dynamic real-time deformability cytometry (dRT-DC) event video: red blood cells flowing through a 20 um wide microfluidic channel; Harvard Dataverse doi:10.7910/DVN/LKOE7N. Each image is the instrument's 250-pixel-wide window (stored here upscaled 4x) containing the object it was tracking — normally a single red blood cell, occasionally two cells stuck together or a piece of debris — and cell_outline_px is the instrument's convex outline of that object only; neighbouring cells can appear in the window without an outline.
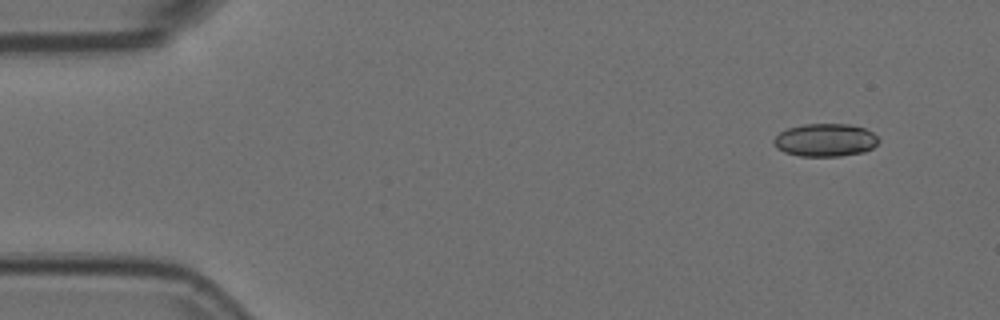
{"species": "Egyptian fruit bat (a non-hibernating species)", "species_latin": "Rousettus aegyptiacus", "temperature_condition": "room temperature", "stored_images_in_passage": 4, "camera_frame_rate_fps": 3000, "um_per_image_px": 0.085, "animal": {"sex": "female"}, "frame": {"image": 1, "passage_image": 1, "time_ms": 0.0, "image_size_px": [1000, 320], "cell_outline_px": [[880, 140], [872, 148], [864, 152], [840, 156], [800, 156], [784, 152], [776, 148], [772, 144], [772, 140], [780, 132], [788, 128], [804, 124], [848, 124], [864, 128], [872, 132]], "centroid_in_image_um": [70.12, 11.91], "position_along_channel_um": 14.9, "area_um2": 20.17}}
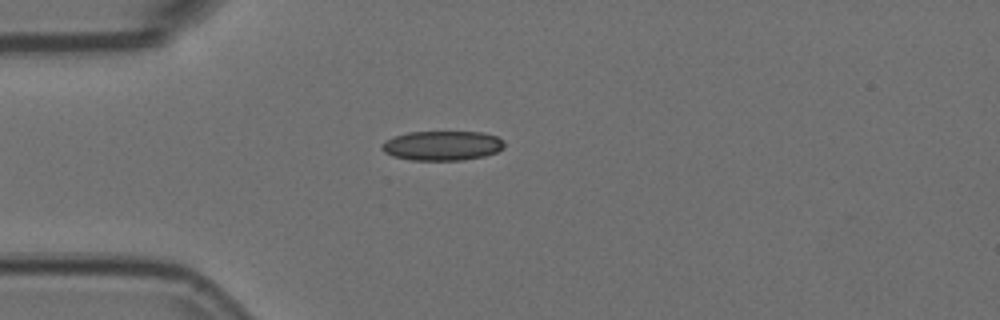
{"frame": {"image": 2, "passage_image": 4, "time_ms": 1.0, "image_size_px": [1000, 320], "cell_outline_px": [[504, 148], [496, 152], [484, 156], [460, 160], [412, 160], [392, 156], [384, 152], [380, 148], [380, 144], [384, 140], [408, 132], [480, 132], [496, 136], [504, 140]], "centroid_in_image_um": [37.56, 12.38], "position_along_channel_um": 47.4, "area_um2": 21.15}}